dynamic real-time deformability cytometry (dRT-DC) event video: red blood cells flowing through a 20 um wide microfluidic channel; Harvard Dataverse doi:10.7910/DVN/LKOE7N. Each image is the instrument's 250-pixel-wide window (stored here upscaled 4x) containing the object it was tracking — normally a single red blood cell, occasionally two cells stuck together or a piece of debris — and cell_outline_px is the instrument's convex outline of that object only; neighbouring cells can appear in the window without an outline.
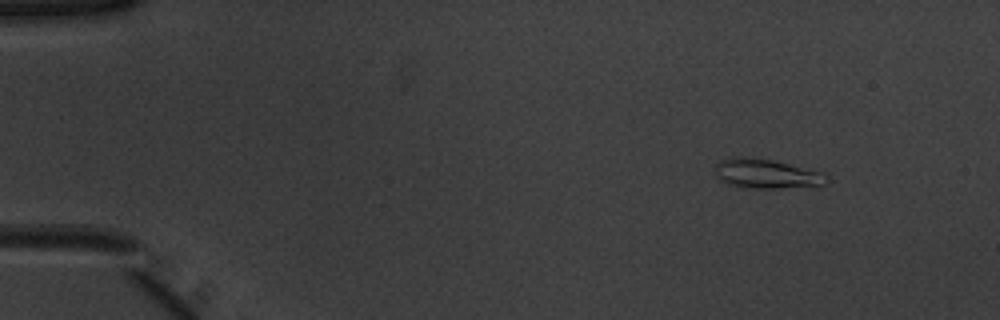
{"species": "common noctule bat (a hibernating species)", "species_latin": "Nyctalus noctula", "temperature_condition": "warm", "stored_images_in_passage": 47, "camera_frame_rate_fps": 3000, "um_per_image_px": 0.085, "animal": {"sex": "male", "body_mass_g": 20.1, "forearm_length_mm": 53.5}, "frame": {"image": 1, "passage_image": 1, "time_ms": 0.0, "image_size_px": [1000, 320], "cell_outline_px": [[832, 180], [824, 184], [776, 188], [740, 188], [728, 184], [720, 180], [716, 176], [716, 164], [720, 160], [736, 156], [740, 156], [772, 160], [824, 172]], "centroid_in_image_um": [65.14, 14.77], "position_along_channel_um": 19.9, "area_um2": 19.19}}
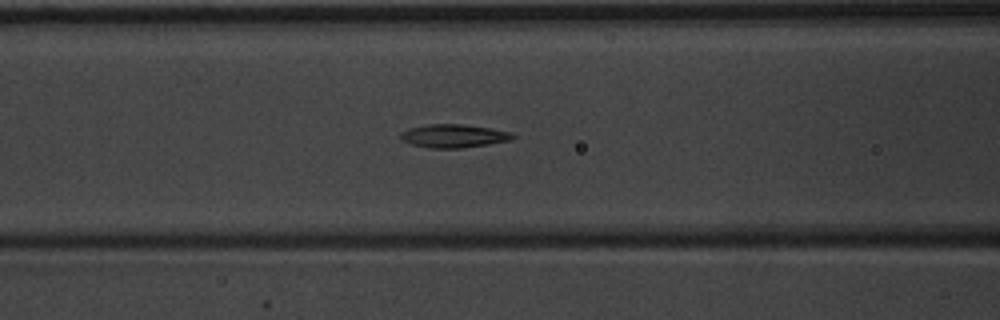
{"frame": {"image": 2, "passage_image": 17, "time_ms": 5.333, "image_size_px": [1000, 320], "cell_outline_px": [[516, 136], [512, 140], [488, 144], [460, 148], [428, 148], [412, 144], [400, 140], [400, 132], [408, 128], [428, 124], [460, 124], [492, 128], [512, 132]], "centroid_in_image_um": [38.56, 11.55], "position_along_channel_um": 128.0, "area_um2": 15.37}}
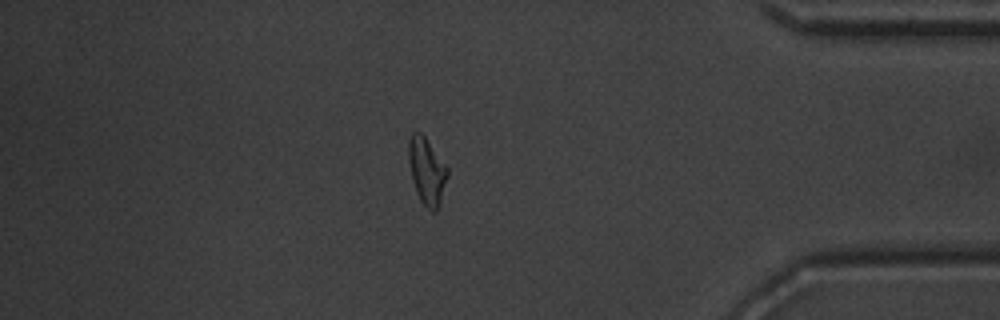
{"frame": {"image": 3, "passage_image": 40, "time_ms": 13.0, "image_size_px": [1000, 320], "cell_outline_px": [[448, 176], [440, 204], [436, 212], [432, 212], [420, 200], [416, 192], [412, 180], [408, 160], [408, 140], [412, 132], [420, 132], [424, 136], [448, 168]], "centroid_in_image_um": [36.27, 14.55], "position_along_channel_um": 398.9, "area_um2": 15.14}, "authors_computed_cell_mechanics": {"area_um2": 15.1436, "velocity_mm_per_s": 3.9236, "shape_relaxation_time_tau1_ms": 4.5011, "shape_relaxation_time_tau2_ms": 2.7665, "deformation_change_tau1": 0.1813, "deformation_change_tau2": 0.1154}}